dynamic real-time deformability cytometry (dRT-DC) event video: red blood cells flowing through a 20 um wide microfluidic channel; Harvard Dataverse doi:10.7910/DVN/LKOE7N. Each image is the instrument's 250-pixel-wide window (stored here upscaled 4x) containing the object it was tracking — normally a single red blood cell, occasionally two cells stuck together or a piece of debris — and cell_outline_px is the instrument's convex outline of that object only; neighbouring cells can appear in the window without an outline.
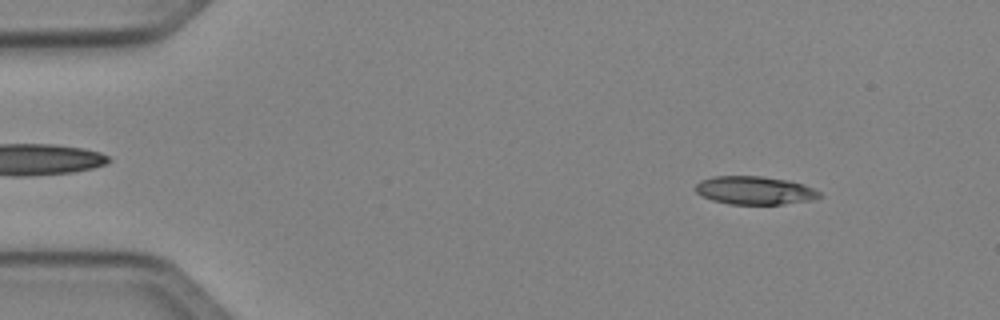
{"species": "Egyptian fruit bat (a non-hibernating species)", "species_latin": "Rousettus aegyptiacus", "temperature_condition": "cold", "stored_images_in_passage": 50, "camera_frame_rate_fps": 3000, "um_per_image_px": 0.085, "animal": {"sex": "female"}, "frame": {"image": 1, "passage_image": 6, "time_ms": 1.667, "image_size_px": [1000, 320], "cell_outline_px": [[820, 196], [812, 200], [784, 204], [728, 204], [712, 200], [696, 192], [696, 184], [700, 180], [712, 176], [760, 176], [788, 180], [804, 184], [820, 192]], "centroid_in_image_um": [64.14, 16.18], "position_along_channel_um": 20.9, "area_um2": 20.35}}
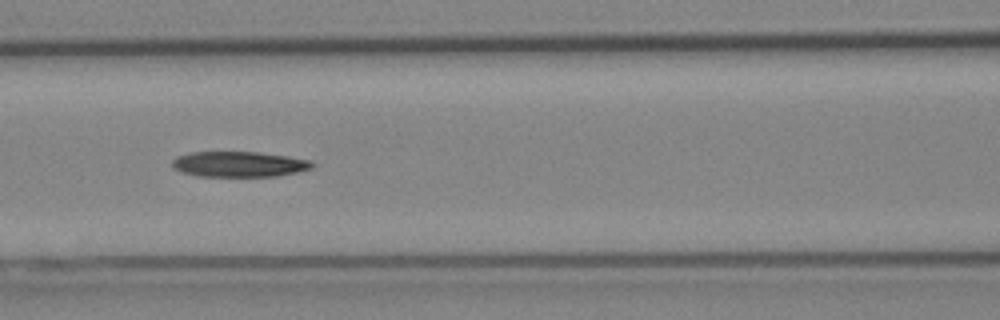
{"frame": {"image": 2, "passage_image": 22, "time_ms": 7.0, "image_size_px": [1000, 320], "cell_outline_px": [[316, 164], [312, 168], [280, 176], [200, 176], [180, 172], [172, 168], [172, 160], [176, 156], [192, 152], [256, 152], [288, 156], [312, 160]], "centroid_in_image_um": [20.33, 13.95], "position_along_channel_um": 146.3, "area_um2": 20.92}}
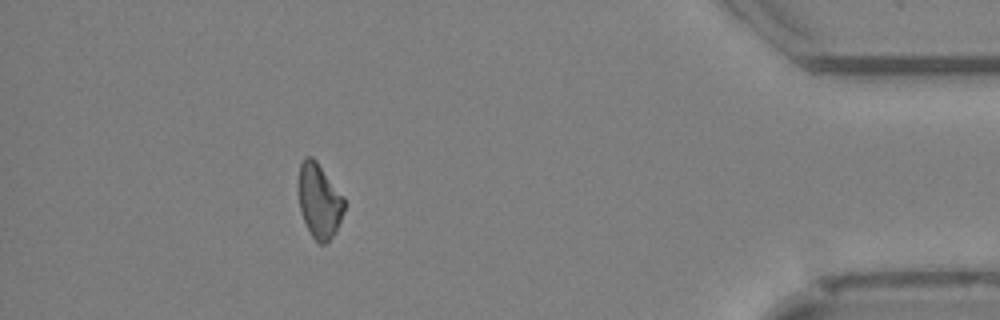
{"frame": {"image": 3, "passage_image": 45, "time_ms": 14.667, "image_size_px": [1000, 320], "cell_outline_px": [[344, 212], [336, 232], [324, 244], [320, 244], [312, 236], [304, 220], [300, 208], [296, 188], [296, 184], [300, 164], [304, 156], [312, 156], [316, 160], [344, 196]], "centroid_in_image_um": [27.11, 17.02], "position_along_channel_um": 408.1, "area_um2": 20.23}, "authors_computed_cell_mechanics": {"area_um2": 20.8947, "velocity_mm_per_s": 4.0608, "shape_relaxation_time_tau1_ms": 8.2167, "shape_relaxation_time_tau2_ms": null, "deformation_change_tau1": 0.1868, "deformation_change_tau2": null}}